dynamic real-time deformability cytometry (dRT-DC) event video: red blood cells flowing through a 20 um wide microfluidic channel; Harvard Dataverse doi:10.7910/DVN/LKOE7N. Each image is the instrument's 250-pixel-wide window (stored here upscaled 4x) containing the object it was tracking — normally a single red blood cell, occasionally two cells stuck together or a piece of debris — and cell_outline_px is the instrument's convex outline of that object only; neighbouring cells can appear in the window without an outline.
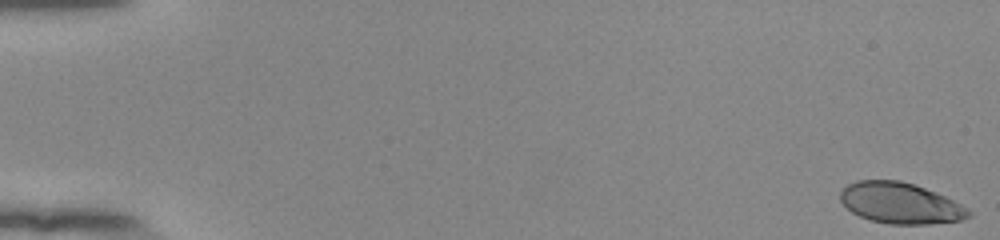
{"species": "human", "species_latin": "Homo sapiens", "temperature_condition": "room temperature", "stored_images_in_passage": 54, "camera_frame_rate_fps": 3000, "um_per_image_px": 0.085, "donor": {"sex": "female"}, "frame": {"image": 1, "passage_image": 1, "time_ms": 0.0, "image_size_px": [1000, 240], "cell_outline_px": [[972, 216], [964, 220], [928, 224], [888, 224], [872, 220], [860, 216], [852, 212], [840, 200], [840, 192], [848, 184], [856, 180], [900, 180], [916, 184], [936, 192], [968, 208], [972, 212]], "centroid_in_image_um": [76.56, 17.26], "position_along_channel_um": 8.4, "area_um2": 30.75}}
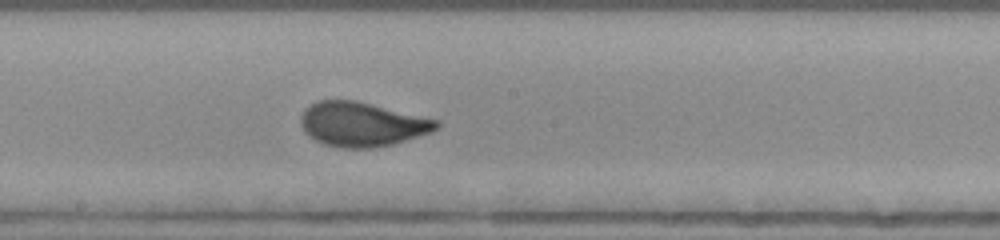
{"frame": {"image": 2, "passage_image": 31, "time_ms": 10.0, "image_size_px": [1000, 240], "cell_outline_px": [[440, 124], [432, 132], [392, 144], [376, 148], [344, 148], [324, 144], [308, 136], [304, 132], [300, 124], [300, 116], [304, 108], [316, 100], [356, 100], [440, 120]], "centroid_in_image_um": [30.74, 10.55], "position_along_channel_um": 217.5, "area_um2": 35.32}}
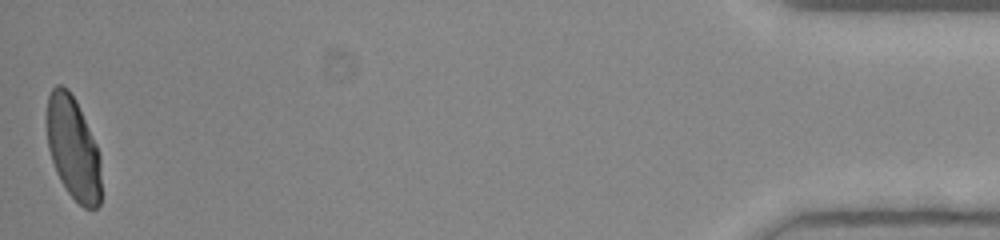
{"frame": {"image": 3, "passage_image": 54, "time_ms": 17.667, "image_size_px": [1000, 240], "cell_outline_px": [[100, 204], [96, 208], [84, 208], [68, 192], [60, 180], [56, 172], [48, 148], [48, 96], [52, 88], [56, 84], [60, 84], [68, 88], [76, 100], [96, 144], [100, 156]], "centroid_in_image_um": [6.23, 12.59], "position_along_channel_um": 429.0, "area_um2": 32.25}, "authors_computed_cell_mechanics": {"area_um2": 33.5818, "velocity_mm_per_s": 3.8813, "shape_relaxation_time_tau1_ms": 3.5719, "shape_relaxation_time_tau2_ms": null, "deformation_change_tau1": 0.1707, "deformation_change_tau2": null}}